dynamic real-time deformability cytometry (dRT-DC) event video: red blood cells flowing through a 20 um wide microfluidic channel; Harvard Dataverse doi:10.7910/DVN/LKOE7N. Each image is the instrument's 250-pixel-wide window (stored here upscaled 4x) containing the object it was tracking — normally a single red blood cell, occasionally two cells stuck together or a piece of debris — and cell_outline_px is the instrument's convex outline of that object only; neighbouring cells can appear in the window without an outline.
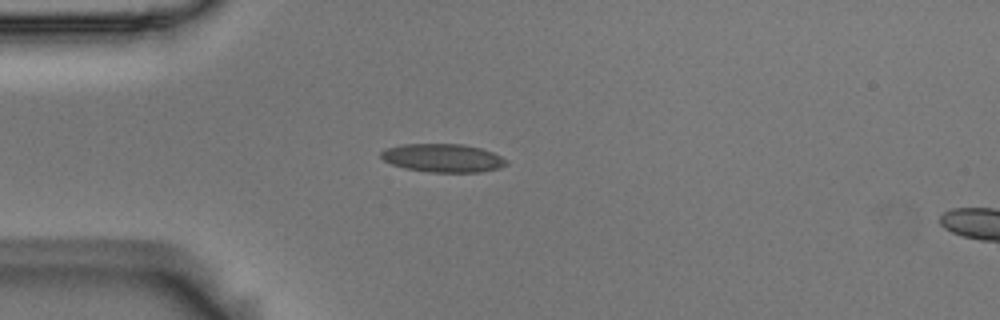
{"species": "Egyptian fruit bat (a non-hibernating species)", "species_latin": "Rousettus aegyptiacus", "temperature_condition": "room temperature", "stored_images_in_passage": 41, "camera_frame_rate_fps": 3000, "um_per_image_px": 0.085, "animal": {"sex": "male"}, "frame": {"image": 1, "passage_image": 1, "time_ms": 0.0, "image_size_px": [1000, 320], "cell_outline_px": [[508, 164], [500, 168], [480, 172], [428, 172], [404, 168], [392, 164], [384, 160], [380, 156], [380, 152], [388, 148], [404, 144], [464, 144], [480, 148], [492, 152], [508, 160]], "centroid_in_image_um": [37.67, 13.43], "position_along_channel_um": 47.3, "area_um2": 20.69}}
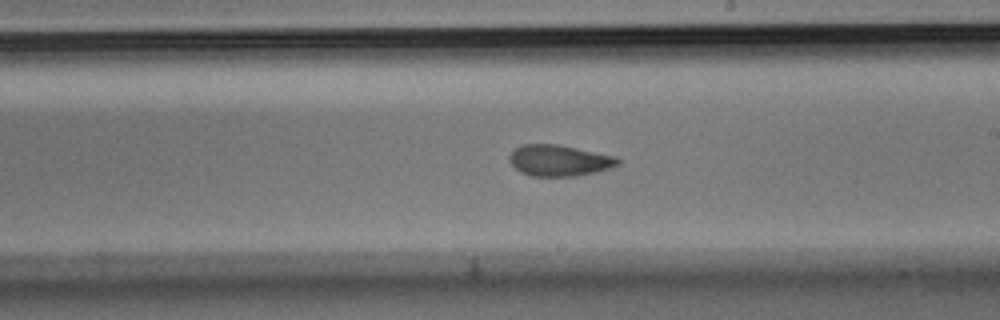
{"frame": {"image": 2, "passage_image": 18, "time_ms": 5.667, "image_size_px": [1000, 320], "cell_outline_px": [[620, 164], [596, 172], [576, 176], [532, 176], [520, 172], [508, 160], [508, 156], [520, 144], [560, 144], [616, 156], [620, 160]], "centroid_in_image_um": [47.53, 13.63], "position_along_channel_um": 241.5, "area_um2": 19.83}}
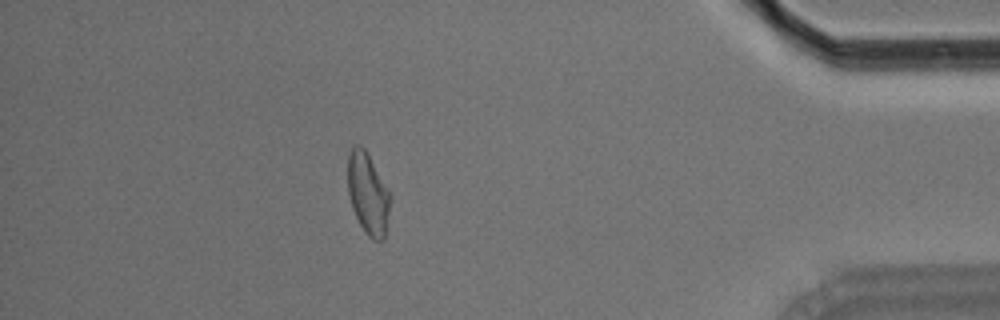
{"frame": {"image": 3, "passage_image": 35, "time_ms": 11.333, "image_size_px": [1000, 320], "cell_outline_px": [[388, 212], [384, 240], [372, 240], [364, 232], [352, 208], [348, 192], [348, 156], [352, 148], [356, 144], [360, 144], [364, 148], [388, 192]], "centroid_in_image_um": [31.22, 16.48], "position_along_channel_um": 404.0, "area_um2": 19.36}, "authors_computed_cell_mechanics": {"area_um2": 19.8832, "velocity_mm_per_s": 3.66, "shape_relaxation_time_tau1_ms": 6.9192, "shape_relaxation_time_tau2_ms": 1.3927, "deformation_change_tau1": 0.1841, "deformation_change_tau2": 0.0774}}